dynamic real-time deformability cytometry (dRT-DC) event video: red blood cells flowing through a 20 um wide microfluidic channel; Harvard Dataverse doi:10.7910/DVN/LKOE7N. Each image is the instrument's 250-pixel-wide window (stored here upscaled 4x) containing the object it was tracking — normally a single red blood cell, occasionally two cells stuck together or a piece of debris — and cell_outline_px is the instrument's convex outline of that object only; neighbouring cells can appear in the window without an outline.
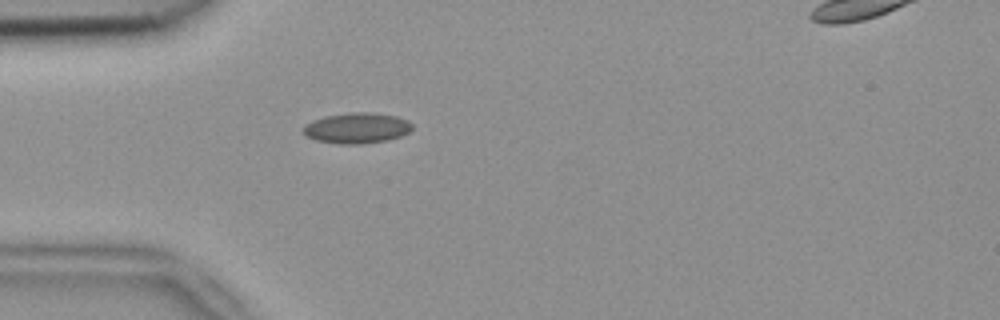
{"species": "common noctule bat (a hibernating species)", "species_latin": "Nyctalus noctula", "temperature_condition": "room temperature", "stored_images_in_passage": 39, "camera_frame_rate_fps": 3000, "um_per_image_px": 0.085, "animal": {"sex": "female", "body_mass_g": 18.4}, "frame": {"image": 1, "passage_image": 1, "time_ms": 0.0, "image_size_px": [1000, 320], "cell_outline_px": [[412, 128], [408, 132], [400, 136], [388, 140], [360, 144], [340, 144], [316, 140], [304, 136], [300, 132], [304, 124], [312, 120], [324, 116], [352, 112], [372, 112], [396, 116], [408, 120], [412, 124]], "centroid_in_image_um": [30.27, 10.88], "position_along_channel_um": 54.7, "area_um2": 19.71}}
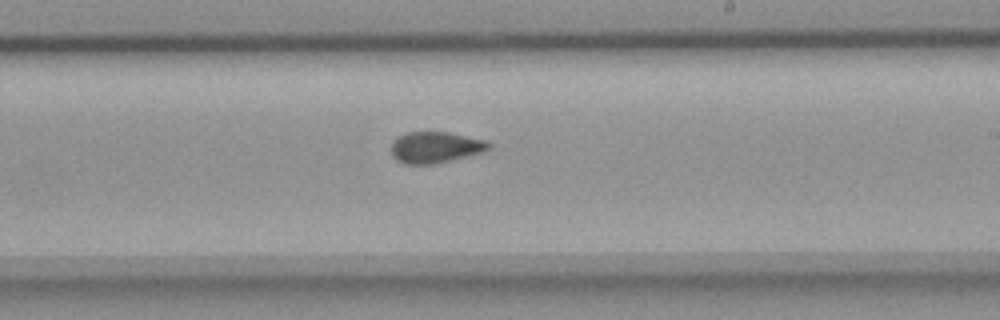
{"frame": {"image": 2, "passage_image": 17, "time_ms": 5.333, "image_size_px": [1000, 320], "cell_outline_px": [[492, 148], [484, 152], [432, 164], [404, 164], [396, 160], [392, 156], [392, 140], [396, 136], [408, 132], [448, 132], [484, 140], [492, 144]], "centroid_in_image_um": [36.99, 12.52], "position_along_channel_um": 252.0, "area_um2": 17.8}}
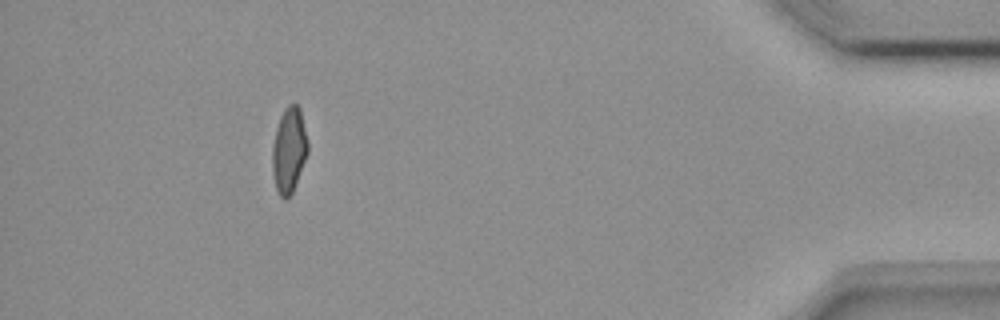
{"frame": {"image": 3, "passage_image": 34, "time_ms": 11.0, "image_size_px": [1000, 320], "cell_outline_px": [[308, 152], [292, 192], [284, 200], [280, 196], [276, 188], [272, 172], [272, 148], [276, 128], [280, 116], [284, 108], [288, 104], [296, 104], [300, 108], [308, 140]], "centroid_in_image_um": [24.56, 12.73], "position_along_channel_um": 410.6, "area_um2": 17.63}, "authors_computed_cell_mechanics": {"area_um2": 17.918, "velocity_mm_per_s": 3.8289, "shape_relaxation_time_tau1_ms": null, "shape_relaxation_time_tau2_ms": 1.6558, "deformation_change_tau1": null, "deformation_change_tau2": 0.0694}}